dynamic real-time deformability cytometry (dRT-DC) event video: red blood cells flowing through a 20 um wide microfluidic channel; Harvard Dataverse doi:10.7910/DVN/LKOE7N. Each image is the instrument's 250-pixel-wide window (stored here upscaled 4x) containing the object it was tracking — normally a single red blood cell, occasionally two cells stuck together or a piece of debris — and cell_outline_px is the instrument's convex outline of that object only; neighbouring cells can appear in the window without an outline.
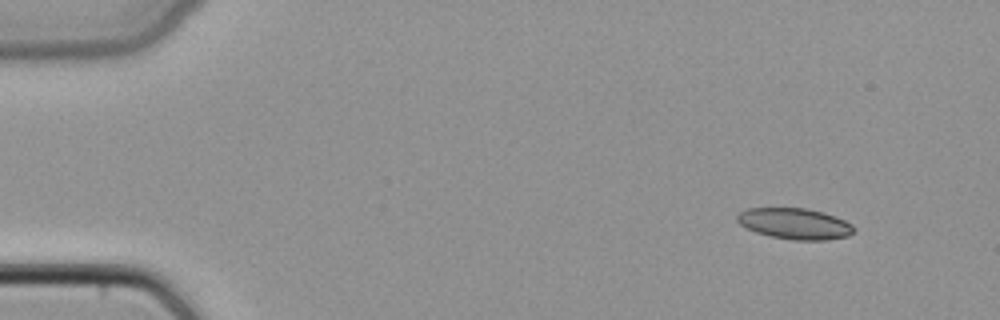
{"species": "common noctule bat (a hibernating species)", "species_latin": "Nyctalus noctula", "temperature_condition": "cold", "stored_images_in_passage": 44, "camera_frame_rate_fps": 3000, "um_per_image_px": 0.085, "animal": {"sex": "female", "body_mass_g": 22.7, "forearm_length_mm": 54.2}, "frame": {"image": 1, "passage_image": 1, "time_ms": 0.0, "image_size_px": [1000, 320], "cell_outline_px": [[856, 228], [848, 236], [828, 240], [792, 240], [772, 236], [756, 232], [740, 224], [736, 220], [736, 216], [740, 212], [748, 208], [804, 208], [824, 212], [836, 216], [852, 224]], "centroid_in_image_um": [67.58, 19.01], "position_along_channel_um": 17.4, "area_um2": 21.1}}
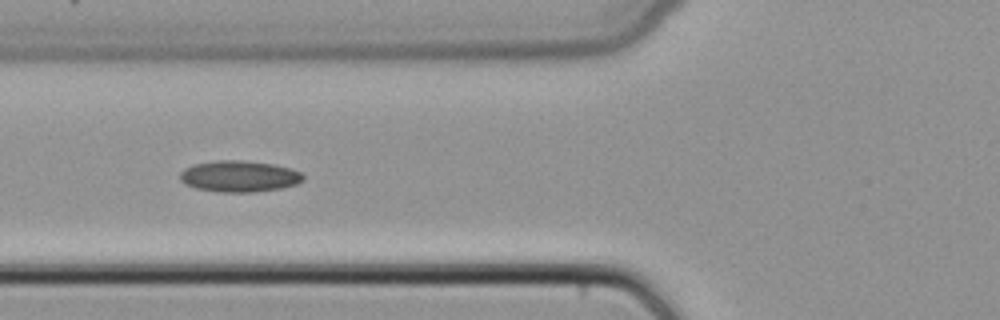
{"frame": {"image": 2, "passage_image": 15, "time_ms": 4.667, "image_size_px": [1000, 320], "cell_outline_px": [[304, 180], [296, 184], [280, 188], [252, 192], [220, 192], [196, 188], [184, 184], [180, 180], [180, 172], [184, 168], [192, 164], [216, 160], [240, 160], [276, 164], [292, 168], [300, 172], [304, 176]], "centroid_in_image_um": [20.32, 14.97], "position_along_channel_um": 105.5, "area_um2": 22.66}}
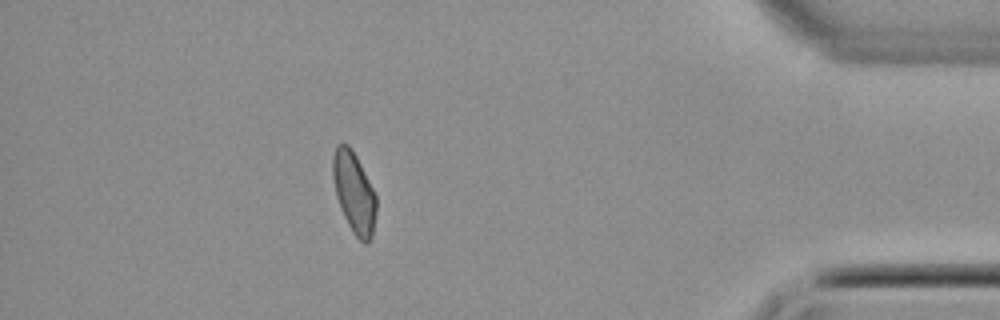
{"frame": {"image": 3, "passage_image": 39, "time_ms": 12.667, "image_size_px": [1000, 320], "cell_outline_px": [[376, 212], [372, 236], [368, 244], [364, 244], [352, 232], [340, 208], [336, 196], [332, 176], [332, 156], [336, 144], [348, 144], [352, 148], [376, 196]], "centroid_in_image_um": [30.07, 16.37], "position_along_channel_um": 405.1, "area_um2": 20.52}}